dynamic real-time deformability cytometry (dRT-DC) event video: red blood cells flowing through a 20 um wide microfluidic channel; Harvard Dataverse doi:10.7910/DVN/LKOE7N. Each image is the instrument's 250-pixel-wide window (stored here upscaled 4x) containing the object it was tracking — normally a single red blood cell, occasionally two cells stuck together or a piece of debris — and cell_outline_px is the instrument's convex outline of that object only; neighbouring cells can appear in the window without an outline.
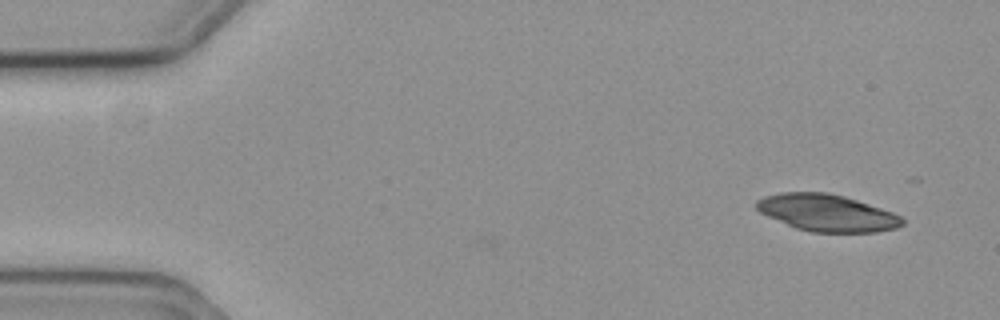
{"species": "common noctule bat (a hibernating species)", "species_latin": "Nyctalus noctula", "temperature_condition": "cold", "stored_images_in_passage": 5, "camera_frame_rate_fps": 3000, "um_per_image_px": 0.085, "animal": {"sex": "female", "body_mass_g": 19.3, "forearm_length_mm": 54.1}, "frame": {"image": 1, "passage_image": 1, "time_ms": 0.0, "image_size_px": [1000, 320], "cell_outline_px": [[904, 224], [896, 228], [876, 232], [812, 232], [796, 228], [768, 216], [760, 212], [756, 208], [756, 200], [764, 196], [780, 192], [828, 192], [844, 196], [892, 212], [900, 216], [904, 220]], "centroid_in_image_um": [70.28, 18.09], "position_along_channel_um": 14.7, "area_um2": 31.21}}